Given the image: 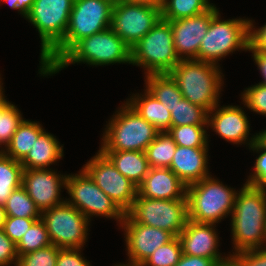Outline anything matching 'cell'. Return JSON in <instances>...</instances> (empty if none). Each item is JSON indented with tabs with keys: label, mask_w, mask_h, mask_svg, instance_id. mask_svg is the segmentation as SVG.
Returning a JSON list of instances; mask_svg holds the SVG:
<instances>
[{
	"label": "cell",
	"mask_w": 266,
	"mask_h": 266,
	"mask_svg": "<svg viewBox=\"0 0 266 266\" xmlns=\"http://www.w3.org/2000/svg\"><path fill=\"white\" fill-rule=\"evenodd\" d=\"M231 214L232 254L265 247L266 191L243 184Z\"/></svg>",
	"instance_id": "6da1fadb"
},
{
	"label": "cell",
	"mask_w": 266,
	"mask_h": 266,
	"mask_svg": "<svg viewBox=\"0 0 266 266\" xmlns=\"http://www.w3.org/2000/svg\"><path fill=\"white\" fill-rule=\"evenodd\" d=\"M112 9L100 0H74L64 38L39 61L38 74L45 75L79 40L110 28Z\"/></svg>",
	"instance_id": "7a4b0ae2"
},
{
	"label": "cell",
	"mask_w": 266,
	"mask_h": 266,
	"mask_svg": "<svg viewBox=\"0 0 266 266\" xmlns=\"http://www.w3.org/2000/svg\"><path fill=\"white\" fill-rule=\"evenodd\" d=\"M177 86L191 103L202 106L208 112L220 103L224 75L220 65L196 59L180 60L169 72Z\"/></svg>",
	"instance_id": "3957f363"
},
{
	"label": "cell",
	"mask_w": 266,
	"mask_h": 266,
	"mask_svg": "<svg viewBox=\"0 0 266 266\" xmlns=\"http://www.w3.org/2000/svg\"><path fill=\"white\" fill-rule=\"evenodd\" d=\"M91 66L131 64V48L111 29L79 40L45 75L52 76L71 64Z\"/></svg>",
	"instance_id": "277c9868"
},
{
	"label": "cell",
	"mask_w": 266,
	"mask_h": 266,
	"mask_svg": "<svg viewBox=\"0 0 266 266\" xmlns=\"http://www.w3.org/2000/svg\"><path fill=\"white\" fill-rule=\"evenodd\" d=\"M125 103V104H124ZM116 110L105 125L100 151H142L159 131L141 117L127 102Z\"/></svg>",
	"instance_id": "5b68a950"
},
{
	"label": "cell",
	"mask_w": 266,
	"mask_h": 266,
	"mask_svg": "<svg viewBox=\"0 0 266 266\" xmlns=\"http://www.w3.org/2000/svg\"><path fill=\"white\" fill-rule=\"evenodd\" d=\"M237 191L212 175L188 185V218L197 223L218 224L233 213Z\"/></svg>",
	"instance_id": "8992f818"
},
{
	"label": "cell",
	"mask_w": 266,
	"mask_h": 266,
	"mask_svg": "<svg viewBox=\"0 0 266 266\" xmlns=\"http://www.w3.org/2000/svg\"><path fill=\"white\" fill-rule=\"evenodd\" d=\"M250 19L222 20L218 11L212 18L207 33L202 38L198 60L219 65V61L236 50L248 51L250 45Z\"/></svg>",
	"instance_id": "52a82bcc"
},
{
	"label": "cell",
	"mask_w": 266,
	"mask_h": 266,
	"mask_svg": "<svg viewBox=\"0 0 266 266\" xmlns=\"http://www.w3.org/2000/svg\"><path fill=\"white\" fill-rule=\"evenodd\" d=\"M169 21L162 18L131 48V64L144 69V74L169 73L178 63Z\"/></svg>",
	"instance_id": "ba28073f"
},
{
	"label": "cell",
	"mask_w": 266,
	"mask_h": 266,
	"mask_svg": "<svg viewBox=\"0 0 266 266\" xmlns=\"http://www.w3.org/2000/svg\"><path fill=\"white\" fill-rule=\"evenodd\" d=\"M65 190L69 198L66 202L75 207L91 221L92 217H106L115 219L121 226L125 213L117 204L90 178L83 170L75 174H68Z\"/></svg>",
	"instance_id": "9c48e42d"
},
{
	"label": "cell",
	"mask_w": 266,
	"mask_h": 266,
	"mask_svg": "<svg viewBox=\"0 0 266 266\" xmlns=\"http://www.w3.org/2000/svg\"><path fill=\"white\" fill-rule=\"evenodd\" d=\"M74 0H34L25 17L39 33L40 61L64 38Z\"/></svg>",
	"instance_id": "30bf717a"
},
{
	"label": "cell",
	"mask_w": 266,
	"mask_h": 266,
	"mask_svg": "<svg viewBox=\"0 0 266 266\" xmlns=\"http://www.w3.org/2000/svg\"><path fill=\"white\" fill-rule=\"evenodd\" d=\"M127 214L136 223L164 229L178 237L189 220L187 197L176 200L149 199L137 193Z\"/></svg>",
	"instance_id": "8fae6325"
},
{
	"label": "cell",
	"mask_w": 266,
	"mask_h": 266,
	"mask_svg": "<svg viewBox=\"0 0 266 266\" xmlns=\"http://www.w3.org/2000/svg\"><path fill=\"white\" fill-rule=\"evenodd\" d=\"M52 245L59 248H83L87 242L90 221L66 201L41 212Z\"/></svg>",
	"instance_id": "7c38bea8"
},
{
	"label": "cell",
	"mask_w": 266,
	"mask_h": 266,
	"mask_svg": "<svg viewBox=\"0 0 266 266\" xmlns=\"http://www.w3.org/2000/svg\"><path fill=\"white\" fill-rule=\"evenodd\" d=\"M161 19V7L119 1L112 9L110 28L130 47Z\"/></svg>",
	"instance_id": "4fadbf2b"
},
{
	"label": "cell",
	"mask_w": 266,
	"mask_h": 266,
	"mask_svg": "<svg viewBox=\"0 0 266 266\" xmlns=\"http://www.w3.org/2000/svg\"><path fill=\"white\" fill-rule=\"evenodd\" d=\"M82 169L124 213L131 209L137 196V186L124 177L100 150Z\"/></svg>",
	"instance_id": "5bb4252c"
},
{
	"label": "cell",
	"mask_w": 266,
	"mask_h": 266,
	"mask_svg": "<svg viewBox=\"0 0 266 266\" xmlns=\"http://www.w3.org/2000/svg\"><path fill=\"white\" fill-rule=\"evenodd\" d=\"M128 256L125 266H140L157 248L170 242L175 236L167 230L136 223L127 213L121 226Z\"/></svg>",
	"instance_id": "9a60e30c"
},
{
	"label": "cell",
	"mask_w": 266,
	"mask_h": 266,
	"mask_svg": "<svg viewBox=\"0 0 266 266\" xmlns=\"http://www.w3.org/2000/svg\"><path fill=\"white\" fill-rule=\"evenodd\" d=\"M66 175L50 169H24L22 187L35 202L37 208L43 212L66 201L61 198V189L66 187Z\"/></svg>",
	"instance_id": "2e32d148"
},
{
	"label": "cell",
	"mask_w": 266,
	"mask_h": 266,
	"mask_svg": "<svg viewBox=\"0 0 266 266\" xmlns=\"http://www.w3.org/2000/svg\"><path fill=\"white\" fill-rule=\"evenodd\" d=\"M246 112L239 105L215 106L208 112V128L220 138L232 144H246L248 148L257 141V133L250 135V123Z\"/></svg>",
	"instance_id": "e0dca14e"
},
{
	"label": "cell",
	"mask_w": 266,
	"mask_h": 266,
	"mask_svg": "<svg viewBox=\"0 0 266 266\" xmlns=\"http://www.w3.org/2000/svg\"><path fill=\"white\" fill-rule=\"evenodd\" d=\"M218 9L213 5L200 15L169 21L173 32L174 49L180 60H198L202 38L207 33L211 18L219 11Z\"/></svg>",
	"instance_id": "ac0fdd59"
},
{
	"label": "cell",
	"mask_w": 266,
	"mask_h": 266,
	"mask_svg": "<svg viewBox=\"0 0 266 266\" xmlns=\"http://www.w3.org/2000/svg\"><path fill=\"white\" fill-rule=\"evenodd\" d=\"M216 224L187 221L185 228L178 235L182 246V254L206 257L215 262L226 257L219 252V233Z\"/></svg>",
	"instance_id": "d6986e66"
},
{
	"label": "cell",
	"mask_w": 266,
	"mask_h": 266,
	"mask_svg": "<svg viewBox=\"0 0 266 266\" xmlns=\"http://www.w3.org/2000/svg\"><path fill=\"white\" fill-rule=\"evenodd\" d=\"M208 148L177 145L169 168L186 186L211 175L207 165Z\"/></svg>",
	"instance_id": "ffe728a7"
},
{
	"label": "cell",
	"mask_w": 266,
	"mask_h": 266,
	"mask_svg": "<svg viewBox=\"0 0 266 266\" xmlns=\"http://www.w3.org/2000/svg\"><path fill=\"white\" fill-rule=\"evenodd\" d=\"M186 188L170 168H150L137 193L143 198L176 200L186 197Z\"/></svg>",
	"instance_id": "44dd1931"
},
{
	"label": "cell",
	"mask_w": 266,
	"mask_h": 266,
	"mask_svg": "<svg viewBox=\"0 0 266 266\" xmlns=\"http://www.w3.org/2000/svg\"><path fill=\"white\" fill-rule=\"evenodd\" d=\"M63 145L56 136L46 132L38 137L26 157L21 161L24 169H50L64 155Z\"/></svg>",
	"instance_id": "7402d4cb"
},
{
	"label": "cell",
	"mask_w": 266,
	"mask_h": 266,
	"mask_svg": "<svg viewBox=\"0 0 266 266\" xmlns=\"http://www.w3.org/2000/svg\"><path fill=\"white\" fill-rule=\"evenodd\" d=\"M126 102L159 132H167L171 127V112L146 89L144 93H136Z\"/></svg>",
	"instance_id": "603a6c76"
},
{
	"label": "cell",
	"mask_w": 266,
	"mask_h": 266,
	"mask_svg": "<svg viewBox=\"0 0 266 266\" xmlns=\"http://www.w3.org/2000/svg\"><path fill=\"white\" fill-rule=\"evenodd\" d=\"M116 169L137 187L150 170L145 152L142 151H101Z\"/></svg>",
	"instance_id": "cb8c5ba5"
},
{
	"label": "cell",
	"mask_w": 266,
	"mask_h": 266,
	"mask_svg": "<svg viewBox=\"0 0 266 266\" xmlns=\"http://www.w3.org/2000/svg\"><path fill=\"white\" fill-rule=\"evenodd\" d=\"M44 131L45 129L38 121L24 119L2 152L6 156L21 162Z\"/></svg>",
	"instance_id": "d4e9b609"
},
{
	"label": "cell",
	"mask_w": 266,
	"mask_h": 266,
	"mask_svg": "<svg viewBox=\"0 0 266 266\" xmlns=\"http://www.w3.org/2000/svg\"><path fill=\"white\" fill-rule=\"evenodd\" d=\"M144 77L146 90L171 112L183 97L176 81L169 73L149 74Z\"/></svg>",
	"instance_id": "484cf974"
},
{
	"label": "cell",
	"mask_w": 266,
	"mask_h": 266,
	"mask_svg": "<svg viewBox=\"0 0 266 266\" xmlns=\"http://www.w3.org/2000/svg\"><path fill=\"white\" fill-rule=\"evenodd\" d=\"M23 170L20 161L0 151V205L4 206L11 193L22 186Z\"/></svg>",
	"instance_id": "4316f807"
},
{
	"label": "cell",
	"mask_w": 266,
	"mask_h": 266,
	"mask_svg": "<svg viewBox=\"0 0 266 266\" xmlns=\"http://www.w3.org/2000/svg\"><path fill=\"white\" fill-rule=\"evenodd\" d=\"M210 0H163L161 18L173 21L185 17H193L205 13L214 4Z\"/></svg>",
	"instance_id": "83f0119b"
},
{
	"label": "cell",
	"mask_w": 266,
	"mask_h": 266,
	"mask_svg": "<svg viewBox=\"0 0 266 266\" xmlns=\"http://www.w3.org/2000/svg\"><path fill=\"white\" fill-rule=\"evenodd\" d=\"M177 144L168 132H159L145 150L151 168H169Z\"/></svg>",
	"instance_id": "f1b7e54d"
},
{
	"label": "cell",
	"mask_w": 266,
	"mask_h": 266,
	"mask_svg": "<svg viewBox=\"0 0 266 266\" xmlns=\"http://www.w3.org/2000/svg\"><path fill=\"white\" fill-rule=\"evenodd\" d=\"M207 121L208 111L183 97L171 110V126L207 125Z\"/></svg>",
	"instance_id": "f546056e"
},
{
	"label": "cell",
	"mask_w": 266,
	"mask_h": 266,
	"mask_svg": "<svg viewBox=\"0 0 266 266\" xmlns=\"http://www.w3.org/2000/svg\"><path fill=\"white\" fill-rule=\"evenodd\" d=\"M208 125L171 126L167 131L178 146L209 147Z\"/></svg>",
	"instance_id": "4dcf8cb0"
},
{
	"label": "cell",
	"mask_w": 266,
	"mask_h": 266,
	"mask_svg": "<svg viewBox=\"0 0 266 266\" xmlns=\"http://www.w3.org/2000/svg\"><path fill=\"white\" fill-rule=\"evenodd\" d=\"M4 207L6 216L41 219V211L22 186L11 193Z\"/></svg>",
	"instance_id": "1f68e13d"
},
{
	"label": "cell",
	"mask_w": 266,
	"mask_h": 266,
	"mask_svg": "<svg viewBox=\"0 0 266 266\" xmlns=\"http://www.w3.org/2000/svg\"><path fill=\"white\" fill-rule=\"evenodd\" d=\"M24 119L17 106L7 99L0 105V151L9 144Z\"/></svg>",
	"instance_id": "d6a6232c"
},
{
	"label": "cell",
	"mask_w": 266,
	"mask_h": 266,
	"mask_svg": "<svg viewBox=\"0 0 266 266\" xmlns=\"http://www.w3.org/2000/svg\"><path fill=\"white\" fill-rule=\"evenodd\" d=\"M51 245L44 222L37 220L16 245L18 257Z\"/></svg>",
	"instance_id": "836d02e7"
},
{
	"label": "cell",
	"mask_w": 266,
	"mask_h": 266,
	"mask_svg": "<svg viewBox=\"0 0 266 266\" xmlns=\"http://www.w3.org/2000/svg\"><path fill=\"white\" fill-rule=\"evenodd\" d=\"M182 255L178 237L157 248L140 266H175Z\"/></svg>",
	"instance_id": "e575fe53"
},
{
	"label": "cell",
	"mask_w": 266,
	"mask_h": 266,
	"mask_svg": "<svg viewBox=\"0 0 266 266\" xmlns=\"http://www.w3.org/2000/svg\"><path fill=\"white\" fill-rule=\"evenodd\" d=\"M59 247L49 245L18 257L17 266H56Z\"/></svg>",
	"instance_id": "d590c367"
},
{
	"label": "cell",
	"mask_w": 266,
	"mask_h": 266,
	"mask_svg": "<svg viewBox=\"0 0 266 266\" xmlns=\"http://www.w3.org/2000/svg\"><path fill=\"white\" fill-rule=\"evenodd\" d=\"M242 104L247 109L266 116V85L256 83L241 92Z\"/></svg>",
	"instance_id": "8d00e7d4"
},
{
	"label": "cell",
	"mask_w": 266,
	"mask_h": 266,
	"mask_svg": "<svg viewBox=\"0 0 266 266\" xmlns=\"http://www.w3.org/2000/svg\"><path fill=\"white\" fill-rule=\"evenodd\" d=\"M249 150L259 155L255 159L253 171L246 179L245 184L266 191V149L256 141L249 147Z\"/></svg>",
	"instance_id": "74e56055"
},
{
	"label": "cell",
	"mask_w": 266,
	"mask_h": 266,
	"mask_svg": "<svg viewBox=\"0 0 266 266\" xmlns=\"http://www.w3.org/2000/svg\"><path fill=\"white\" fill-rule=\"evenodd\" d=\"M39 219L6 216L3 230L17 245L27 230Z\"/></svg>",
	"instance_id": "f35d334b"
},
{
	"label": "cell",
	"mask_w": 266,
	"mask_h": 266,
	"mask_svg": "<svg viewBox=\"0 0 266 266\" xmlns=\"http://www.w3.org/2000/svg\"><path fill=\"white\" fill-rule=\"evenodd\" d=\"M18 254L16 244L0 229V266H17Z\"/></svg>",
	"instance_id": "ab89813d"
},
{
	"label": "cell",
	"mask_w": 266,
	"mask_h": 266,
	"mask_svg": "<svg viewBox=\"0 0 266 266\" xmlns=\"http://www.w3.org/2000/svg\"><path fill=\"white\" fill-rule=\"evenodd\" d=\"M238 266H266V247L232 254Z\"/></svg>",
	"instance_id": "60d3db41"
},
{
	"label": "cell",
	"mask_w": 266,
	"mask_h": 266,
	"mask_svg": "<svg viewBox=\"0 0 266 266\" xmlns=\"http://www.w3.org/2000/svg\"><path fill=\"white\" fill-rule=\"evenodd\" d=\"M81 248H60L56 266H92L81 254Z\"/></svg>",
	"instance_id": "b9f144b4"
},
{
	"label": "cell",
	"mask_w": 266,
	"mask_h": 266,
	"mask_svg": "<svg viewBox=\"0 0 266 266\" xmlns=\"http://www.w3.org/2000/svg\"><path fill=\"white\" fill-rule=\"evenodd\" d=\"M250 21L249 36H250V45L249 49H256L259 52L266 53V23L256 28L254 26L255 21ZM255 27V28H254Z\"/></svg>",
	"instance_id": "7bdbcfd3"
},
{
	"label": "cell",
	"mask_w": 266,
	"mask_h": 266,
	"mask_svg": "<svg viewBox=\"0 0 266 266\" xmlns=\"http://www.w3.org/2000/svg\"><path fill=\"white\" fill-rule=\"evenodd\" d=\"M214 262L210 258L182 254L175 266H212Z\"/></svg>",
	"instance_id": "ee69618b"
},
{
	"label": "cell",
	"mask_w": 266,
	"mask_h": 266,
	"mask_svg": "<svg viewBox=\"0 0 266 266\" xmlns=\"http://www.w3.org/2000/svg\"><path fill=\"white\" fill-rule=\"evenodd\" d=\"M248 51H251L253 61L257 65V69H259L262 76L263 81L259 83L266 85V53L259 52L256 49H248Z\"/></svg>",
	"instance_id": "f6af8a7d"
},
{
	"label": "cell",
	"mask_w": 266,
	"mask_h": 266,
	"mask_svg": "<svg viewBox=\"0 0 266 266\" xmlns=\"http://www.w3.org/2000/svg\"><path fill=\"white\" fill-rule=\"evenodd\" d=\"M34 3V0H18L17 1V11L22 15V17H26L29 14V11Z\"/></svg>",
	"instance_id": "bcb514c9"
},
{
	"label": "cell",
	"mask_w": 266,
	"mask_h": 266,
	"mask_svg": "<svg viewBox=\"0 0 266 266\" xmlns=\"http://www.w3.org/2000/svg\"><path fill=\"white\" fill-rule=\"evenodd\" d=\"M212 266H238V264L235 257L229 252L224 259L214 262Z\"/></svg>",
	"instance_id": "7dc6e473"
},
{
	"label": "cell",
	"mask_w": 266,
	"mask_h": 266,
	"mask_svg": "<svg viewBox=\"0 0 266 266\" xmlns=\"http://www.w3.org/2000/svg\"><path fill=\"white\" fill-rule=\"evenodd\" d=\"M129 3L145 4L155 7H161L163 0H124Z\"/></svg>",
	"instance_id": "c3c4849f"
},
{
	"label": "cell",
	"mask_w": 266,
	"mask_h": 266,
	"mask_svg": "<svg viewBox=\"0 0 266 266\" xmlns=\"http://www.w3.org/2000/svg\"><path fill=\"white\" fill-rule=\"evenodd\" d=\"M257 142L266 149V129L257 133Z\"/></svg>",
	"instance_id": "681fc988"
},
{
	"label": "cell",
	"mask_w": 266,
	"mask_h": 266,
	"mask_svg": "<svg viewBox=\"0 0 266 266\" xmlns=\"http://www.w3.org/2000/svg\"><path fill=\"white\" fill-rule=\"evenodd\" d=\"M6 219L5 207L0 205V229L3 228Z\"/></svg>",
	"instance_id": "f907efd6"
},
{
	"label": "cell",
	"mask_w": 266,
	"mask_h": 266,
	"mask_svg": "<svg viewBox=\"0 0 266 266\" xmlns=\"http://www.w3.org/2000/svg\"><path fill=\"white\" fill-rule=\"evenodd\" d=\"M0 76H1V74H0ZM4 94L5 93H4L2 78L0 77V105L7 99V98H5Z\"/></svg>",
	"instance_id": "816d5d0a"
},
{
	"label": "cell",
	"mask_w": 266,
	"mask_h": 266,
	"mask_svg": "<svg viewBox=\"0 0 266 266\" xmlns=\"http://www.w3.org/2000/svg\"><path fill=\"white\" fill-rule=\"evenodd\" d=\"M17 1L18 0H0V3L5 2L9 4L10 8L17 10Z\"/></svg>",
	"instance_id": "f5cc1de1"
},
{
	"label": "cell",
	"mask_w": 266,
	"mask_h": 266,
	"mask_svg": "<svg viewBox=\"0 0 266 266\" xmlns=\"http://www.w3.org/2000/svg\"><path fill=\"white\" fill-rule=\"evenodd\" d=\"M100 1H104L111 4L112 6H115L121 0H100Z\"/></svg>",
	"instance_id": "db71d44e"
},
{
	"label": "cell",
	"mask_w": 266,
	"mask_h": 266,
	"mask_svg": "<svg viewBox=\"0 0 266 266\" xmlns=\"http://www.w3.org/2000/svg\"><path fill=\"white\" fill-rule=\"evenodd\" d=\"M114 266H125V265H122V264L120 263V264H115Z\"/></svg>",
	"instance_id": "11a10c76"
}]
</instances>
